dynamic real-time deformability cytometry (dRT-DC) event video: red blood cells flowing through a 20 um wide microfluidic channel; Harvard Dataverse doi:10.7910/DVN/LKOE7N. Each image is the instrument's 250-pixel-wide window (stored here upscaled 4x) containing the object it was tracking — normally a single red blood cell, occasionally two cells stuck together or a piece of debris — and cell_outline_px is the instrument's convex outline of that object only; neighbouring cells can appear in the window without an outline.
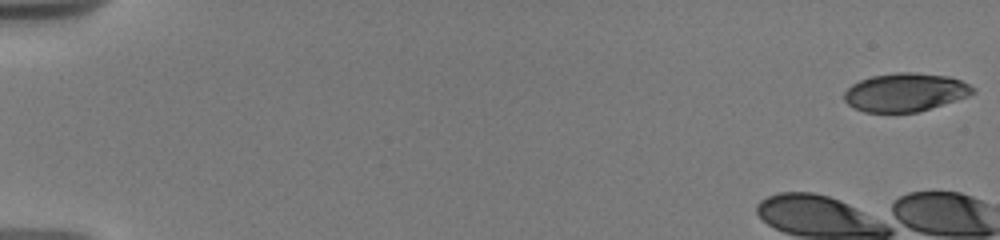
{"species": "human", "species_latin": "Homo sapiens", "temperature_condition": "warm", "stored_images_in_passage": 12, "camera_frame_rate_fps": 3000, "um_per_image_px": 0.085, "donor": {"sex": "male"}, "frame": {"image": 1, "passage_image": 1, "time_ms": 0.0, "image_size_px": [1000, 240], "cell_outline_px": [[976, 92], [968, 96], [956, 100], [916, 112], [864, 112], [848, 104], [844, 100], [844, 92], [852, 84], [860, 80], [872, 76], [896, 72], [912, 72], [948, 76], [960, 80], [976, 88]], "centroid_in_image_um": [76.95, 7.84], "position_along_channel_um": 8.1, "area_um2": 28.61}}
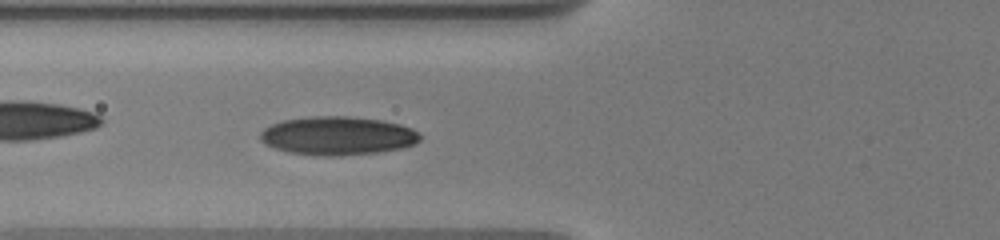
{"frame": {"image": 2, "passage_image": 12, "time_ms": 8.0, "image_size_px": [1000, 240], "cell_outline_px": [[420, 140], [416, 144], [404, 148], [376, 152], [332, 156], [324, 156], [288, 152], [264, 144], [260, 140], [260, 132], [264, 128], [280, 120], [312, 116], [348, 116], [380, 120], [400, 124], [412, 128], [420, 132]], "centroid_in_image_um": [28.7, 11.53], "position_along_channel_um": 97.1, "area_um2": 36.01}}